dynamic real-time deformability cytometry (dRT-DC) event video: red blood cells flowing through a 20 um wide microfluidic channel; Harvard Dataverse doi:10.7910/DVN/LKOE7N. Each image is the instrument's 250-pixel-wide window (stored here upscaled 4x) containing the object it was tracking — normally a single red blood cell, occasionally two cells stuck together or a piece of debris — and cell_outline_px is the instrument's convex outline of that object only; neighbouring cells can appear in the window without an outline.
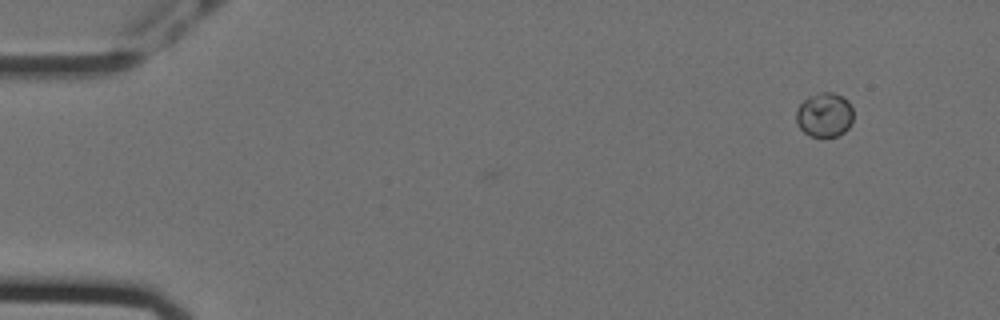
{"species": "Egyptian fruit bat (a non-hibernating species)", "species_latin": "Rousettus aegyptiacus", "temperature_condition": "cold", "stored_images_in_passage": 4, "camera_frame_rate_fps": 3000, "um_per_image_px": 0.085, "animal": {"sex": "female"}, "frame": {"image": 1, "passage_image": 4, "time_ms": 1.0, "image_size_px": [1000, 320], "cell_outline_px": [[852, 124], [844, 132], [836, 136], [808, 136], [800, 128], [796, 120], [796, 112], [800, 104], [808, 96], [820, 92], [832, 92], [848, 100], [852, 108]], "centroid_in_image_um": [70.08, 9.76], "position_along_channel_um": 14.9, "area_um2": 14.74}}